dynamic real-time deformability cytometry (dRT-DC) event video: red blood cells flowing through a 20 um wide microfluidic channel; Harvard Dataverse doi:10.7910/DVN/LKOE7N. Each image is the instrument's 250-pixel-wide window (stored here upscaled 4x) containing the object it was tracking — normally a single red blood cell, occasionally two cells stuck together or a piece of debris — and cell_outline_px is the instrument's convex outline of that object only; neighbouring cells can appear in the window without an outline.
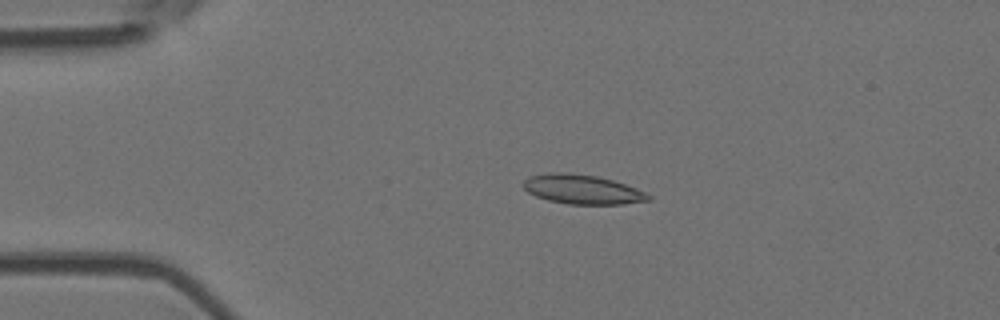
{"species": "Egyptian fruit bat (a non-hibernating species)", "species_latin": "Rousettus aegyptiacus", "temperature_condition": "room temperature", "stored_images_in_passage": 4, "camera_frame_rate_fps": 3000, "um_per_image_px": 0.085, "animal": {"sex": "female"}, "frame": {"image": 1, "passage_image": 3, "time_ms": 0.667, "image_size_px": [1000, 320], "cell_outline_px": [[652, 200], [624, 204], [568, 204], [548, 200], [536, 196], [528, 192], [520, 184], [528, 176], [548, 172], [568, 172], [596, 176], [612, 180], [636, 188], [652, 196]], "centroid_in_image_um": [49.46, 16.09], "position_along_channel_um": 35.5, "area_um2": 21.56}}